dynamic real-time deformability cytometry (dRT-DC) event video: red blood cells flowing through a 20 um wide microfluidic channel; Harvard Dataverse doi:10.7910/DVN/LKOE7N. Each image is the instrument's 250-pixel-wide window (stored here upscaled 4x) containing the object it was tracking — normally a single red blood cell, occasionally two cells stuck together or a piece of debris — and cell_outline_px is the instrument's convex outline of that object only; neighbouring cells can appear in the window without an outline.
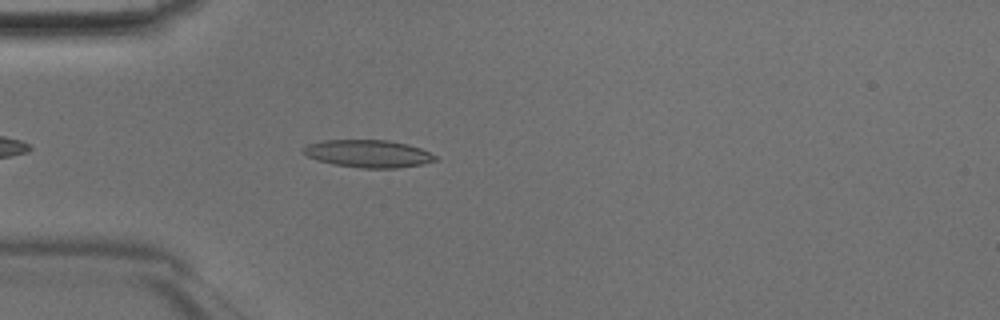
{"species": "Egyptian fruit bat (a non-hibernating species)", "species_latin": "Rousettus aegyptiacus", "temperature_condition": "room temperature", "stored_images_in_passage": 38, "camera_frame_rate_fps": 3000, "um_per_image_px": 0.085, "animal": {"sex": "male"}, "frame": {"image": 1, "passage_image": 5, "time_ms": 1.333, "image_size_px": [1000, 320], "cell_outline_px": [[436, 160], [424, 164], [396, 168], [360, 168], [336, 164], [316, 160], [308, 156], [304, 152], [304, 148], [308, 144], [324, 140], [388, 140], [408, 144], [420, 148], [436, 156]], "centroid_in_image_um": [31.32, 13.06], "position_along_channel_um": 53.7, "area_um2": 20.98}}
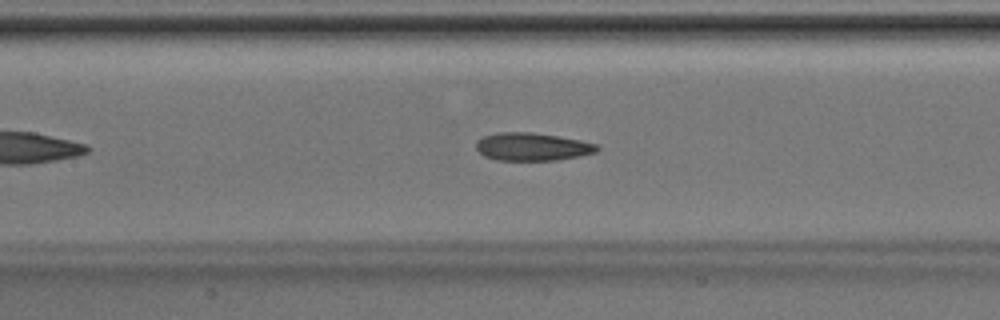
{"frame": {"image": 2, "passage_image": 13, "time_ms": 4.0, "image_size_px": [1000, 320], "cell_outline_px": [[600, 148], [596, 152], [556, 160], [496, 160], [484, 156], [476, 148], [476, 140], [484, 136], [500, 132], [528, 132], [556, 136], [580, 140], [596, 144]], "centroid_in_image_um": [45.2, 12.47], "position_along_channel_um": 162.2, "area_um2": 19.42}}
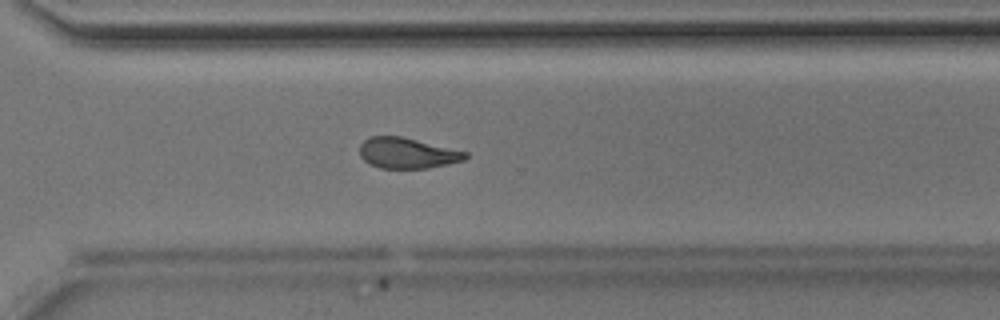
{"frame": {"image": 3, "passage_image": 25, "time_ms": 8.0, "image_size_px": [1000, 320], "cell_outline_px": [[468, 156], [464, 160], [448, 164], [428, 168], [380, 168], [368, 164], [360, 156], [360, 144], [368, 136], [400, 136], [468, 152]], "centroid_in_image_um": [34.59, 13.01], "position_along_channel_um": 336.0, "area_um2": 18.9}}